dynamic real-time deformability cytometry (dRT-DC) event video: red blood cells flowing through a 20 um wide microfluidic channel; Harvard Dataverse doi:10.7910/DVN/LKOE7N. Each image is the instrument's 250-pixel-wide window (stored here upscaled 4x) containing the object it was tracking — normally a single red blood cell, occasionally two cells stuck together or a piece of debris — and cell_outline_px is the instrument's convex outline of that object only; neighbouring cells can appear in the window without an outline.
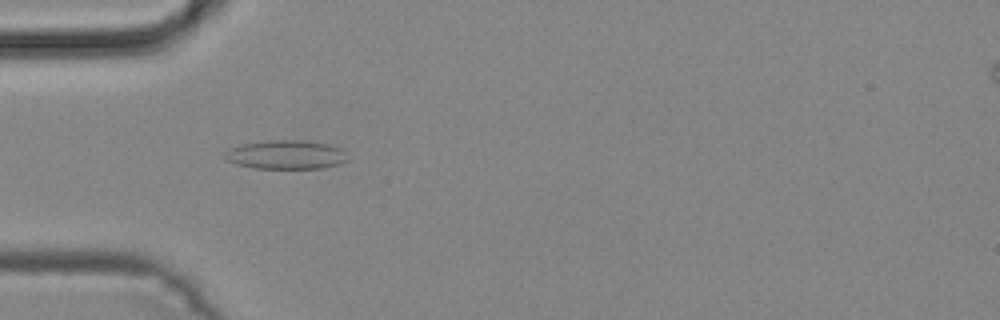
{"species": "common noctule bat (a hibernating species)", "species_latin": "Nyctalus noctula", "temperature_condition": "cold", "stored_images_in_passage": 47, "camera_frame_rate_fps": 3000, "um_per_image_px": 0.085, "animal": {"sex": "male", "body_mass_g": 19.2, "forearm_length_mm": 51.8}, "frame": {"image": 1, "passage_image": 14, "time_ms": 4.333, "image_size_px": [1000, 320], "cell_outline_px": [[348, 160], [340, 164], [324, 168], [252, 168], [236, 164], [224, 160], [224, 152], [240, 144], [268, 140], [300, 140], [328, 144], [340, 148]], "centroid_in_image_um": [24.26, 13.15], "position_along_channel_um": 60.7, "area_um2": 20.69}}
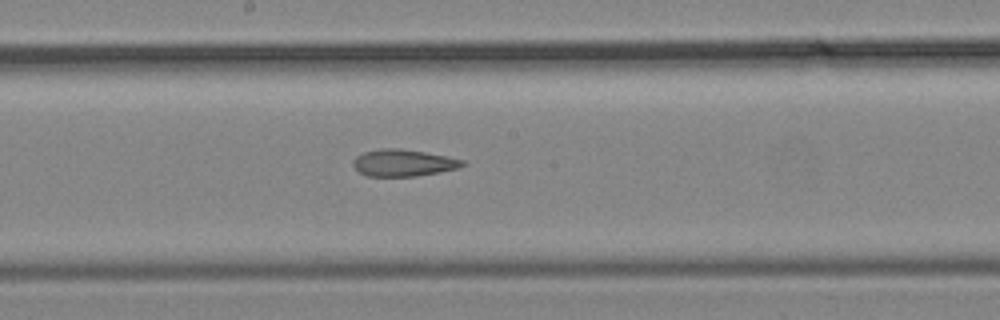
{"frame": {"image": 2, "passage_image": 25, "time_ms": 8.0, "image_size_px": [1000, 320], "cell_outline_px": [[468, 164], [456, 168], [440, 172], [416, 176], [368, 176], [360, 172], [352, 164], [352, 160], [356, 156], [364, 152], [380, 148], [400, 148], [424, 152], [464, 160]], "centroid_in_image_um": [34.27, 13.84], "position_along_channel_um": 213.9, "area_um2": 17.05}}
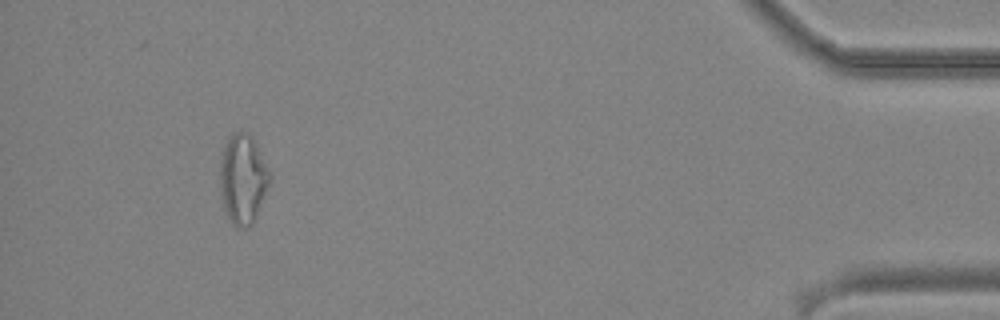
{"frame": {"image": 3, "passage_image": 44, "time_ms": 14.333, "image_size_px": [1000, 320], "cell_outline_px": [[272, 180], [256, 216], [252, 224], [248, 228], [236, 228], [228, 220], [224, 212], [220, 196], [220, 152], [224, 144], [232, 132], [248, 132], [256, 140], [272, 176]], "centroid_in_image_um": [20.64, 15.21], "position_along_channel_um": 414.6, "area_um2": 26.99}}